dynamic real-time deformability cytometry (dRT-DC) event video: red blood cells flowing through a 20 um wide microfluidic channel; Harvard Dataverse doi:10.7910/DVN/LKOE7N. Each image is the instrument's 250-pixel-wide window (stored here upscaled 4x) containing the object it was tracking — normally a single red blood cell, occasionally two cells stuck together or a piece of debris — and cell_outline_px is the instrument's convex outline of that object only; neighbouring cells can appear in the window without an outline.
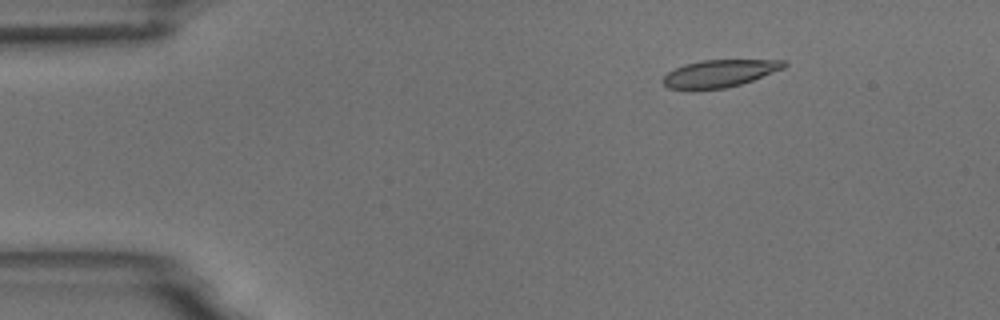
{"species": "common noctule bat (a hibernating species)", "species_latin": "Nyctalus noctula", "temperature_condition": "room temperature", "stored_images_in_passage": 5, "camera_frame_rate_fps": 3000, "um_per_image_px": 0.085, "animal": {"sex": "male", "body_mass_g": 18.8}, "frame": {"image": 1, "passage_image": 2, "time_ms": 1.333, "image_size_px": [1000, 320], "cell_outline_px": [[788, 64], [784, 68], [752, 80], [740, 84], [724, 88], [668, 88], [660, 80], [668, 72], [684, 64], [700, 60], [784, 60]], "centroid_in_image_um": [61.16, 6.22], "position_along_channel_um": 23.8, "area_um2": 18.9}}
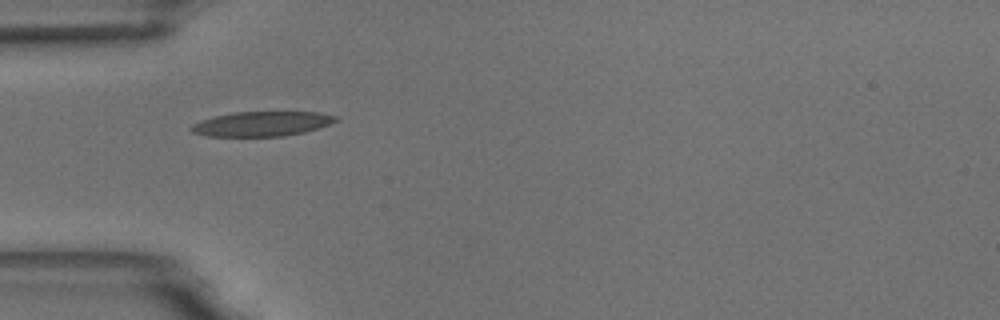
{"frame": {"image": 2, "passage_image": 4, "time_ms": 4.333, "image_size_px": [1000, 320], "cell_outline_px": [[336, 120], [328, 124], [304, 132], [284, 136], [208, 136], [192, 132], [192, 124], [200, 120], [216, 116], [236, 112], [320, 112], [336, 116]], "centroid_in_image_um": [22.24, 10.52], "position_along_channel_um": 62.8, "area_um2": 20.46}}
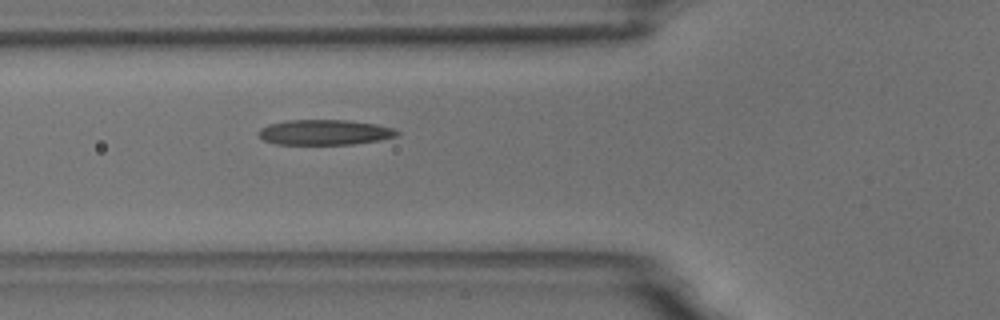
{"frame": {"image": 3, "passage_image": 5, "time_ms": 5.333, "image_size_px": [1000, 320], "cell_outline_px": [[400, 132], [396, 136], [380, 140], [352, 144], [276, 144], [264, 140], [256, 132], [260, 128], [268, 124], [284, 120], [348, 120], [376, 124], [392, 128]], "centroid_in_image_um": [27.56, 11.24], "position_along_channel_um": 98.2, "area_um2": 20.4}}